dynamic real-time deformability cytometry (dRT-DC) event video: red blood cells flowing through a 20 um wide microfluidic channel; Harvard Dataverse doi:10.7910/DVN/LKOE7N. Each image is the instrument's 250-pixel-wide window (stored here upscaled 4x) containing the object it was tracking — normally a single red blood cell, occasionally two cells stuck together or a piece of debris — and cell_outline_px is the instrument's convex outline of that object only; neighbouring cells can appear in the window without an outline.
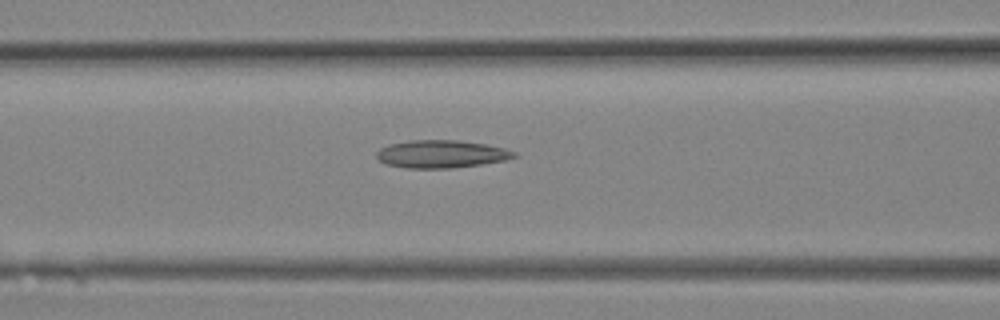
{"species": "Egyptian fruit bat (a non-hibernating species)", "species_latin": "Rousettus aegyptiacus", "temperature_condition": "room temperature", "stored_images_in_passage": 8, "camera_frame_rate_fps": 3000, "um_per_image_px": 0.085, "animal": {"sex": "female"}, "frame": {"image": 1, "passage_image": 6, "time_ms": 1.667, "image_size_px": [1000, 320], "cell_outline_px": [[520, 156], [504, 160], [480, 164], [452, 168], [404, 168], [388, 164], [380, 160], [376, 156], [376, 152], [380, 148], [388, 144], [412, 140], [456, 140], [484, 144], [504, 148], [516, 152]], "centroid_in_image_um": [37.51, 13.09], "position_along_channel_um": 129.1, "area_um2": 22.14}}
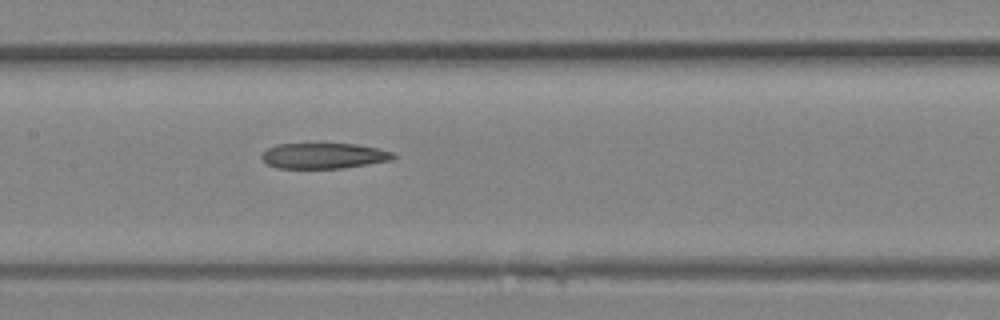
{"frame": {"image": 2, "passage_image": 8, "time_ms": 2.333, "image_size_px": [1000, 320], "cell_outline_px": [[400, 156], [392, 160], [368, 164], [340, 168], [276, 168], [268, 164], [260, 156], [268, 148], [276, 144], [356, 144], [376, 148], [392, 152]], "centroid_in_image_um": [27.55, 13.24], "position_along_channel_um": 179.9, "area_um2": 19.54}}